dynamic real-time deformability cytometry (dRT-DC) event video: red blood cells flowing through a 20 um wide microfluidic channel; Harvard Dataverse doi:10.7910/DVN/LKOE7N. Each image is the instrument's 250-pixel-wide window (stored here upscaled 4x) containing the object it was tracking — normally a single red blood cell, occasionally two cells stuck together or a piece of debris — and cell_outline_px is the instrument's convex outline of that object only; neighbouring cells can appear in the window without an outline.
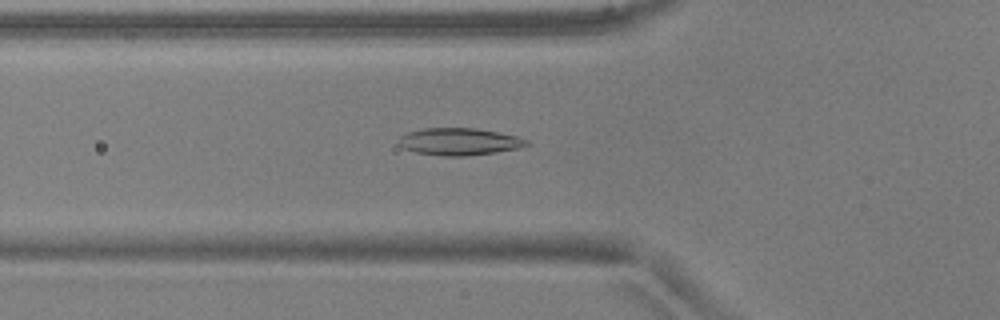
{"species": "common noctule bat (a hibernating species)", "species_latin": "Nyctalus noctula", "temperature_condition": "warm", "stored_images_in_passage": 37, "camera_frame_rate_fps": 3000, "um_per_image_px": 0.085, "animal": {"sex": "male", "body_mass_g": 17.9, "forearm_length_mm": 54.2}, "frame": {"image": 1, "passage_image": 4, "time_ms": 1.0, "image_size_px": [1000, 320], "cell_outline_px": [[532, 144], [520, 148], [496, 152], [464, 156], [440, 156], [416, 152], [404, 148], [400, 144], [400, 136], [408, 132], [424, 128], [476, 128], [516, 136], [528, 140]], "centroid_in_image_um": [39.07, 12.04], "position_along_channel_um": 86.7, "area_um2": 20.17}}
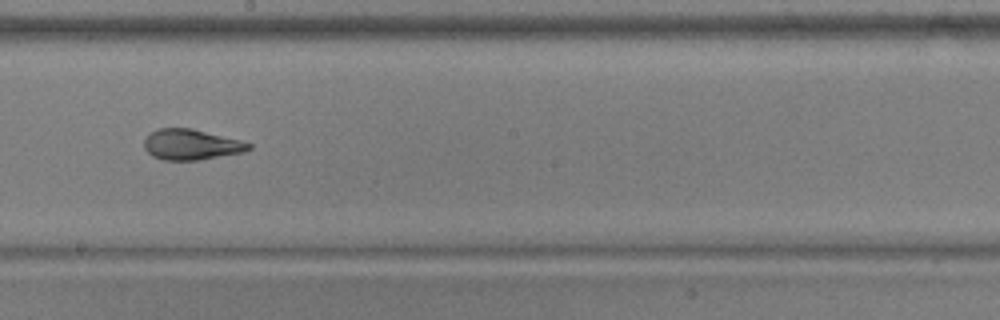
{"frame": {"image": 2, "passage_image": 15, "time_ms": 4.667, "image_size_px": [1000, 320], "cell_outline_px": [[252, 148], [244, 152], [200, 160], [164, 160], [152, 156], [144, 148], [144, 140], [156, 128], [192, 128], [240, 140], [252, 144]], "centroid_in_image_um": [16.26, 12.29], "position_along_channel_um": 231.9, "area_um2": 18.67}}
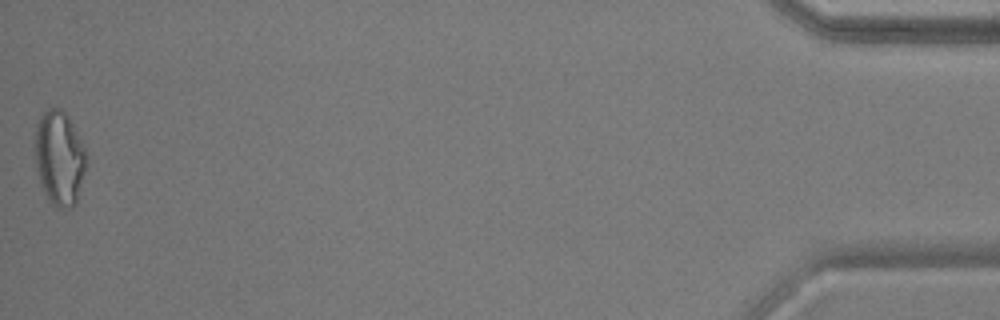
{"frame": {"image": 3, "passage_image": 37, "time_ms": 12.0, "image_size_px": [1000, 320], "cell_outline_px": [[88, 160], [76, 204], [72, 208], [56, 208], [48, 200], [40, 184], [36, 168], [36, 124], [40, 116], [48, 108], [60, 108], [68, 116], [84, 148]], "centroid_in_image_um": [5.06, 13.47], "position_along_channel_um": 430.1, "area_um2": 28.26}, "authors_computed_cell_mechanics": {"area_um2": 19.5364, "velocity_mm_per_s": 3.9388, "shape_relaxation_time_tau1_ms": null, "shape_relaxation_time_tau2_ms": 1.2611, "deformation_change_tau1": null, "deformation_change_tau2": 0.0646}}